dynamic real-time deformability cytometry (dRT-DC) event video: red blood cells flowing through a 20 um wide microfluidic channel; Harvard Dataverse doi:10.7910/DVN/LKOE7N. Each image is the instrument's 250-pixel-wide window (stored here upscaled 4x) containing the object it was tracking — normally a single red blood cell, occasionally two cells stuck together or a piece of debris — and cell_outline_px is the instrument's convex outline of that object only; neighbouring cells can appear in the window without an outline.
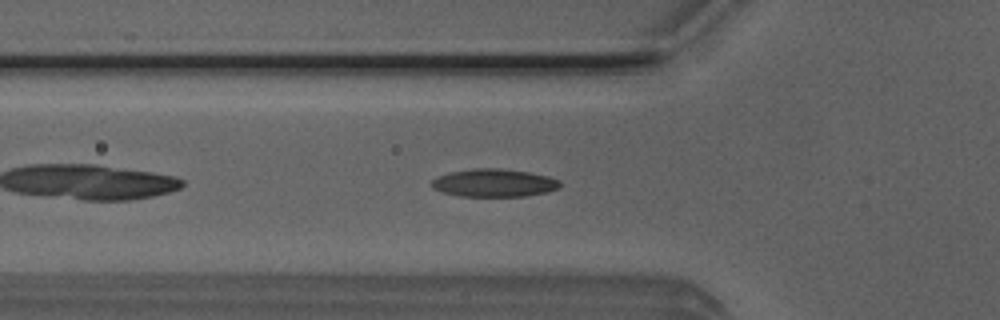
{"species": "Egyptian fruit bat (a non-hibernating species)", "species_latin": "Rousettus aegyptiacus", "temperature_condition": "room temperature", "stored_images_in_passage": 41, "camera_frame_rate_fps": 3000, "um_per_image_px": 0.085, "animal": {"sex": "male"}, "frame": {"image": 1, "passage_image": 5, "time_ms": 1.333, "image_size_px": [1000, 320], "cell_outline_px": [[560, 188], [548, 192], [524, 196], [460, 196], [444, 192], [432, 188], [432, 180], [448, 172], [472, 168], [500, 168], [528, 172], [548, 176], [560, 180]], "centroid_in_image_um": [42.02, 15.54], "position_along_channel_um": 83.8, "area_um2": 20.87}}
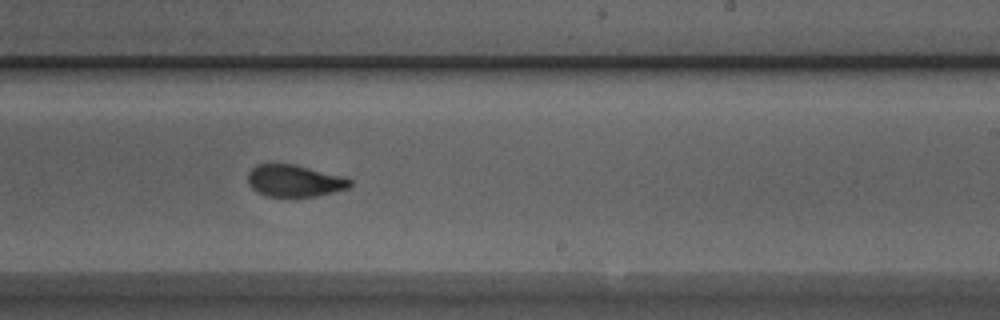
{"frame": {"image": 2, "passage_image": 19, "time_ms": 6.0, "image_size_px": [1000, 320], "cell_outline_px": [[352, 184], [348, 188], [332, 192], [312, 196], [268, 196], [256, 192], [248, 184], [248, 172], [256, 164], [296, 164], [340, 176], [352, 180]], "centroid_in_image_um": [24.98, 15.36], "position_along_channel_um": 264.0, "area_um2": 18.79}}
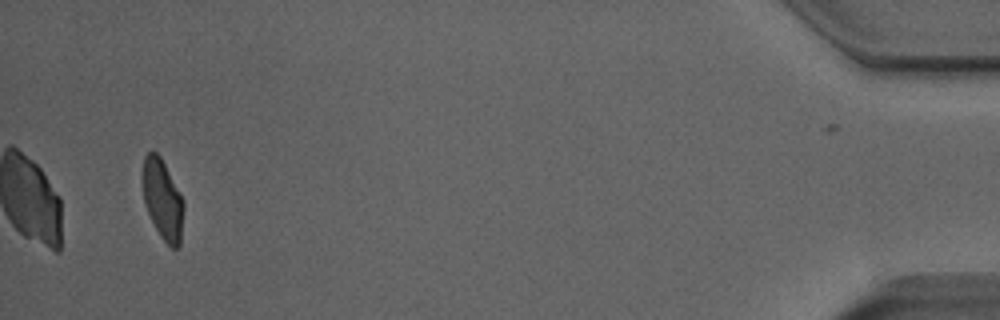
{"frame": {"image": 3, "passage_image": 38, "time_ms": 12.333, "image_size_px": [1000, 320], "cell_outline_px": [[184, 208], [180, 244], [176, 248], [172, 248], [160, 236], [144, 204], [140, 180], [140, 176], [144, 156], [148, 152], [156, 152], [160, 156], [184, 200]], "centroid_in_image_um": [13.79, 16.92], "position_along_channel_um": 421.4, "area_um2": 19.42}, "authors_computed_cell_mechanics": {"area_um2": 19.941, "velocity_mm_per_s": 3.851, "shape_relaxation_time_tau1_ms": 7.0315, "shape_relaxation_time_tau2_ms": 1.3868, "deformation_change_tau1": 0.2071, "deformation_change_tau2": 0.0767}}